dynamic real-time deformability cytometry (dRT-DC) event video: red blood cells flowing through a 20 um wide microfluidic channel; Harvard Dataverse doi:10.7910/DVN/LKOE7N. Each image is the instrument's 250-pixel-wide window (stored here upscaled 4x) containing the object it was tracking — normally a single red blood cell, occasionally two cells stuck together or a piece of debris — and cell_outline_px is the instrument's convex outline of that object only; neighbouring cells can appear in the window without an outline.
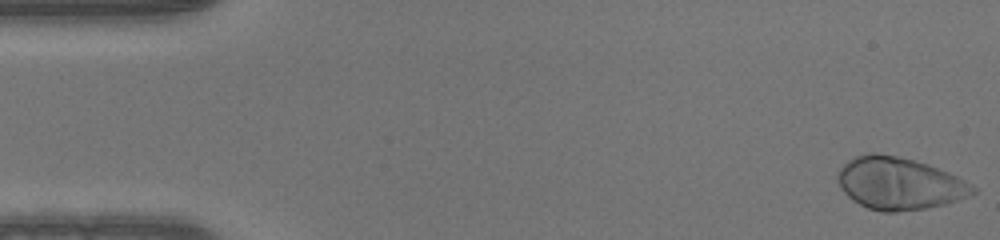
{"species": "human", "species_latin": "Homo sapiens", "temperature_condition": "warm", "stored_images_in_passage": 50, "camera_frame_rate_fps": 3000, "um_per_image_px": 0.085, "donor": {"sex": "male"}, "frame": {"image": 1, "passage_image": 1, "time_ms": 0.0, "image_size_px": [1000, 240], "cell_outline_px": [[976, 192], [968, 196], [944, 204], [924, 208], [896, 212], [880, 212], [868, 208], [852, 200], [844, 192], [836, 180], [836, 176], [840, 168], [848, 160], [856, 156], [868, 152], [876, 152], [896, 156], [928, 164], [948, 172], [964, 180], [976, 188]], "centroid_in_image_um": [76.39, 15.59], "position_along_channel_um": 8.6, "area_um2": 40.98}}
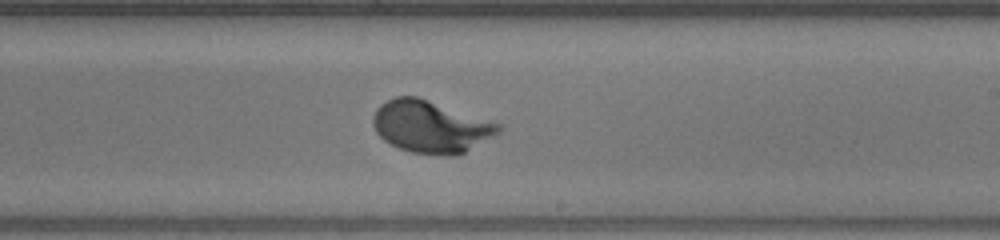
{"frame": {"image": 2, "passage_image": 29, "time_ms": 9.333, "image_size_px": [1000, 240], "cell_outline_px": [[500, 132], [464, 152], [456, 156], [444, 156], [412, 152], [400, 148], [384, 140], [376, 132], [372, 124], [372, 116], [376, 108], [380, 104], [396, 96], [416, 96], [500, 124]], "centroid_in_image_um": [36.56, 10.77], "position_along_channel_um": 252.4, "area_um2": 37.69}}
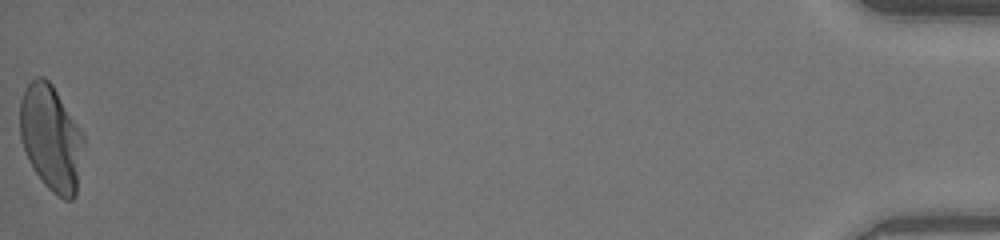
{"frame": {"image": 3, "passage_image": 50, "time_ms": 16.333, "image_size_px": [1000, 240], "cell_outline_px": [[84, 144], [76, 196], [72, 200], [64, 200], [52, 192], [44, 184], [28, 160], [24, 152], [20, 136], [20, 100], [24, 88], [36, 76], [44, 76], [52, 84], [84, 136]], "centroid_in_image_um": [4.33, 11.74], "position_along_channel_um": 430.9, "area_um2": 39.25}}